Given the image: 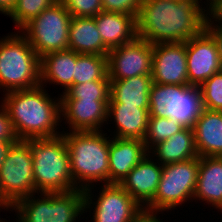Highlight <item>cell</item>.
I'll return each mask as SVG.
<instances>
[{"label":"cell","instance_id":"34","mask_svg":"<svg viewBox=\"0 0 222 222\" xmlns=\"http://www.w3.org/2000/svg\"><path fill=\"white\" fill-rule=\"evenodd\" d=\"M159 212L162 211L141 207L129 222H163L160 216L158 217Z\"/></svg>","mask_w":222,"mask_h":222},{"label":"cell","instance_id":"35","mask_svg":"<svg viewBox=\"0 0 222 222\" xmlns=\"http://www.w3.org/2000/svg\"><path fill=\"white\" fill-rule=\"evenodd\" d=\"M207 20L222 27V0H214L207 6Z\"/></svg>","mask_w":222,"mask_h":222},{"label":"cell","instance_id":"18","mask_svg":"<svg viewBox=\"0 0 222 222\" xmlns=\"http://www.w3.org/2000/svg\"><path fill=\"white\" fill-rule=\"evenodd\" d=\"M193 200L222 212V157H199V172Z\"/></svg>","mask_w":222,"mask_h":222},{"label":"cell","instance_id":"38","mask_svg":"<svg viewBox=\"0 0 222 222\" xmlns=\"http://www.w3.org/2000/svg\"><path fill=\"white\" fill-rule=\"evenodd\" d=\"M9 146V142H0V167L4 161V157Z\"/></svg>","mask_w":222,"mask_h":222},{"label":"cell","instance_id":"23","mask_svg":"<svg viewBox=\"0 0 222 222\" xmlns=\"http://www.w3.org/2000/svg\"><path fill=\"white\" fill-rule=\"evenodd\" d=\"M68 49L79 54L107 56L109 48L103 43L95 17H72L69 24Z\"/></svg>","mask_w":222,"mask_h":222},{"label":"cell","instance_id":"26","mask_svg":"<svg viewBox=\"0 0 222 222\" xmlns=\"http://www.w3.org/2000/svg\"><path fill=\"white\" fill-rule=\"evenodd\" d=\"M94 80H110L108 77L107 56L78 53L74 67V85Z\"/></svg>","mask_w":222,"mask_h":222},{"label":"cell","instance_id":"20","mask_svg":"<svg viewBox=\"0 0 222 222\" xmlns=\"http://www.w3.org/2000/svg\"><path fill=\"white\" fill-rule=\"evenodd\" d=\"M77 57L78 53L70 49L43 55L40 58L41 86L47 87L48 83L61 85L64 88L62 93H65L74 85V67Z\"/></svg>","mask_w":222,"mask_h":222},{"label":"cell","instance_id":"31","mask_svg":"<svg viewBox=\"0 0 222 222\" xmlns=\"http://www.w3.org/2000/svg\"><path fill=\"white\" fill-rule=\"evenodd\" d=\"M72 17H95L102 12L101 0H62Z\"/></svg>","mask_w":222,"mask_h":222},{"label":"cell","instance_id":"3","mask_svg":"<svg viewBox=\"0 0 222 222\" xmlns=\"http://www.w3.org/2000/svg\"><path fill=\"white\" fill-rule=\"evenodd\" d=\"M62 132L68 147L74 185L84 190L94 186L93 183L108 184L110 135L103 130Z\"/></svg>","mask_w":222,"mask_h":222},{"label":"cell","instance_id":"24","mask_svg":"<svg viewBox=\"0 0 222 222\" xmlns=\"http://www.w3.org/2000/svg\"><path fill=\"white\" fill-rule=\"evenodd\" d=\"M148 153L161 165L197 158L193 128L185 127L167 140L154 145Z\"/></svg>","mask_w":222,"mask_h":222},{"label":"cell","instance_id":"13","mask_svg":"<svg viewBox=\"0 0 222 222\" xmlns=\"http://www.w3.org/2000/svg\"><path fill=\"white\" fill-rule=\"evenodd\" d=\"M186 57L188 85L200 86L222 70L217 44L206 30L186 41Z\"/></svg>","mask_w":222,"mask_h":222},{"label":"cell","instance_id":"14","mask_svg":"<svg viewBox=\"0 0 222 222\" xmlns=\"http://www.w3.org/2000/svg\"><path fill=\"white\" fill-rule=\"evenodd\" d=\"M153 83L188 85L186 42L153 45Z\"/></svg>","mask_w":222,"mask_h":222},{"label":"cell","instance_id":"32","mask_svg":"<svg viewBox=\"0 0 222 222\" xmlns=\"http://www.w3.org/2000/svg\"><path fill=\"white\" fill-rule=\"evenodd\" d=\"M102 11L132 15L137 19L144 0H101Z\"/></svg>","mask_w":222,"mask_h":222},{"label":"cell","instance_id":"9","mask_svg":"<svg viewBox=\"0 0 222 222\" xmlns=\"http://www.w3.org/2000/svg\"><path fill=\"white\" fill-rule=\"evenodd\" d=\"M72 16L61 1H56L21 30L41 58L53 51L68 49L69 24Z\"/></svg>","mask_w":222,"mask_h":222},{"label":"cell","instance_id":"11","mask_svg":"<svg viewBox=\"0 0 222 222\" xmlns=\"http://www.w3.org/2000/svg\"><path fill=\"white\" fill-rule=\"evenodd\" d=\"M101 185L98 196L92 193L94 186L84 189V212L93 210L94 222H129L141 206L119 184Z\"/></svg>","mask_w":222,"mask_h":222},{"label":"cell","instance_id":"6","mask_svg":"<svg viewBox=\"0 0 222 222\" xmlns=\"http://www.w3.org/2000/svg\"><path fill=\"white\" fill-rule=\"evenodd\" d=\"M39 194H31L12 206L16 222H76L85 213L83 189Z\"/></svg>","mask_w":222,"mask_h":222},{"label":"cell","instance_id":"27","mask_svg":"<svg viewBox=\"0 0 222 222\" xmlns=\"http://www.w3.org/2000/svg\"><path fill=\"white\" fill-rule=\"evenodd\" d=\"M61 100H110V80H94L87 83L72 85L65 93L60 94Z\"/></svg>","mask_w":222,"mask_h":222},{"label":"cell","instance_id":"4","mask_svg":"<svg viewBox=\"0 0 222 222\" xmlns=\"http://www.w3.org/2000/svg\"><path fill=\"white\" fill-rule=\"evenodd\" d=\"M25 141L33 158L35 195L77 189L70 172V156L63 134Z\"/></svg>","mask_w":222,"mask_h":222},{"label":"cell","instance_id":"37","mask_svg":"<svg viewBox=\"0 0 222 222\" xmlns=\"http://www.w3.org/2000/svg\"><path fill=\"white\" fill-rule=\"evenodd\" d=\"M16 4V0H0V13L9 15Z\"/></svg>","mask_w":222,"mask_h":222},{"label":"cell","instance_id":"1","mask_svg":"<svg viewBox=\"0 0 222 222\" xmlns=\"http://www.w3.org/2000/svg\"><path fill=\"white\" fill-rule=\"evenodd\" d=\"M175 0H144L136 19L137 37L150 44L179 43L205 30L207 7Z\"/></svg>","mask_w":222,"mask_h":222},{"label":"cell","instance_id":"29","mask_svg":"<svg viewBox=\"0 0 222 222\" xmlns=\"http://www.w3.org/2000/svg\"><path fill=\"white\" fill-rule=\"evenodd\" d=\"M57 0H16L13 10L8 15L19 31Z\"/></svg>","mask_w":222,"mask_h":222},{"label":"cell","instance_id":"41","mask_svg":"<svg viewBox=\"0 0 222 222\" xmlns=\"http://www.w3.org/2000/svg\"><path fill=\"white\" fill-rule=\"evenodd\" d=\"M202 1V0H201ZM207 2V5H206V7L211 3V2H213L214 0H206Z\"/></svg>","mask_w":222,"mask_h":222},{"label":"cell","instance_id":"16","mask_svg":"<svg viewBox=\"0 0 222 222\" xmlns=\"http://www.w3.org/2000/svg\"><path fill=\"white\" fill-rule=\"evenodd\" d=\"M148 153L119 184L141 206L154 198L162 173V165Z\"/></svg>","mask_w":222,"mask_h":222},{"label":"cell","instance_id":"2","mask_svg":"<svg viewBox=\"0 0 222 222\" xmlns=\"http://www.w3.org/2000/svg\"><path fill=\"white\" fill-rule=\"evenodd\" d=\"M3 96L1 104L19 140L49 138L63 133L58 130L62 121L61 98H51L46 87L40 85L32 89L10 91Z\"/></svg>","mask_w":222,"mask_h":222},{"label":"cell","instance_id":"36","mask_svg":"<svg viewBox=\"0 0 222 222\" xmlns=\"http://www.w3.org/2000/svg\"><path fill=\"white\" fill-rule=\"evenodd\" d=\"M205 30L212 36L215 40L218 48L219 59L222 66V27L217 25H212L208 20L205 24Z\"/></svg>","mask_w":222,"mask_h":222},{"label":"cell","instance_id":"30","mask_svg":"<svg viewBox=\"0 0 222 222\" xmlns=\"http://www.w3.org/2000/svg\"><path fill=\"white\" fill-rule=\"evenodd\" d=\"M199 88L203 108L222 111V70L204 81Z\"/></svg>","mask_w":222,"mask_h":222},{"label":"cell","instance_id":"39","mask_svg":"<svg viewBox=\"0 0 222 222\" xmlns=\"http://www.w3.org/2000/svg\"><path fill=\"white\" fill-rule=\"evenodd\" d=\"M2 209H4V211H8L9 209H12V206L9 205V204H5V203H0V210L3 211ZM5 219H1L0 218V222H7L6 220L4 221Z\"/></svg>","mask_w":222,"mask_h":222},{"label":"cell","instance_id":"28","mask_svg":"<svg viewBox=\"0 0 222 222\" xmlns=\"http://www.w3.org/2000/svg\"><path fill=\"white\" fill-rule=\"evenodd\" d=\"M184 128L181 123L167 117H149L147 132L143 139L147 150L149 151L154 145L167 140Z\"/></svg>","mask_w":222,"mask_h":222},{"label":"cell","instance_id":"7","mask_svg":"<svg viewBox=\"0 0 222 222\" xmlns=\"http://www.w3.org/2000/svg\"><path fill=\"white\" fill-rule=\"evenodd\" d=\"M203 109L199 86L152 83L149 117H167L193 128Z\"/></svg>","mask_w":222,"mask_h":222},{"label":"cell","instance_id":"5","mask_svg":"<svg viewBox=\"0 0 222 222\" xmlns=\"http://www.w3.org/2000/svg\"><path fill=\"white\" fill-rule=\"evenodd\" d=\"M40 68V57L19 30L0 38V89L3 88V92L40 86Z\"/></svg>","mask_w":222,"mask_h":222},{"label":"cell","instance_id":"15","mask_svg":"<svg viewBox=\"0 0 222 222\" xmlns=\"http://www.w3.org/2000/svg\"><path fill=\"white\" fill-rule=\"evenodd\" d=\"M108 103L109 101L61 100V120L69 125V132L102 131L103 124L109 123Z\"/></svg>","mask_w":222,"mask_h":222},{"label":"cell","instance_id":"40","mask_svg":"<svg viewBox=\"0 0 222 222\" xmlns=\"http://www.w3.org/2000/svg\"><path fill=\"white\" fill-rule=\"evenodd\" d=\"M176 2L186 3V4H199L201 0H175Z\"/></svg>","mask_w":222,"mask_h":222},{"label":"cell","instance_id":"12","mask_svg":"<svg viewBox=\"0 0 222 222\" xmlns=\"http://www.w3.org/2000/svg\"><path fill=\"white\" fill-rule=\"evenodd\" d=\"M153 45L142 38L112 48L107 55L108 77L123 80L139 75L151 76Z\"/></svg>","mask_w":222,"mask_h":222},{"label":"cell","instance_id":"22","mask_svg":"<svg viewBox=\"0 0 222 222\" xmlns=\"http://www.w3.org/2000/svg\"><path fill=\"white\" fill-rule=\"evenodd\" d=\"M148 119L149 108L108 105L107 121L115 124L116 130L112 135L116 138L143 140L147 132Z\"/></svg>","mask_w":222,"mask_h":222},{"label":"cell","instance_id":"25","mask_svg":"<svg viewBox=\"0 0 222 222\" xmlns=\"http://www.w3.org/2000/svg\"><path fill=\"white\" fill-rule=\"evenodd\" d=\"M153 83L151 76H135L123 80H110L108 105H131L149 108V93Z\"/></svg>","mask_w":222,"mask_h":222},{"label":"cell","instance_id":"17","mask_svg":"<svg viewBox=\"0 0 222 222\" xmlns=\"http://www.w3.org/2000/svg\"><path fill=\"white\" fill-rule=\"evenodd\" d=\"M147 154L143 140L109 138L108 184H120Z\"/></svg>","mask_w":222,"mask_h":222},{"label":"cell","instance_id":"21","mask_svg":"<svg viewBox=\"0 0 222 222\" xmlns=\"http://www.w3.org/2000/svg\"><path fill=\"white\" fill-rule=\"evenodd\" d=\"M95 23L103 43L109 49L129 43L137 37L136 18L132 15L102 11L95 16Z\"/></svg>","mask_w":222,"mask_h":222},{"label":"cell","instance_id":"8","mask_svg":"<svg viewBox=\"0 0 222 222\" xmlns=\"http://www.w3.org/2000/svg\"><path fill=\"white\" fill-rule=\"evenodd\" d=\"M199 172V157L162 165L156 194L146 206L149 209L168 211L184 206L193 200ZM180 205V206H179Z\"/></svg>","mask_w":222,"mask_h":222},{"label":"cell","instance_id":"42","mask_svg":"<svg viewBox=\"0 0 222 222\" xmlns=\"http://www.w3.org/2000/svg\"><path fill=\"white\" fill-rule=\"evenodd\" d=\"M0 203H2V190L0 188Z\"/></svg>","mask_w":222,"mask_h":222},{"label":"cell","instance_id":"19","mask_svg":"<svg viewBox=\"0 0 222 222\" xmlns=\"http://www.w3.org/2000/svg\"><path fill=\"white\" fill-rule=\"evenodd\" d=\"M193 131L198 157H222V111L203 108Z\"/></svg>","mask_w":222,"mask_h":222},{"label":"cell","instance_id":"33","mask_svg":"<svg viewBox=\"0 0 222 222\" xmlns=\"http://www.w3.org/2000/svg\"><path fill=\"white\" fill-rule=\"evenodd\" d=\"M18 140L9 115L4 106L0 104V142L13 144Z\"/></svg>","mask_w":222,"mask_h":222},{"label":"cell","instance_id":"10","mask_svg":"<svg viewBox=\"0 0 222 222\" xmlns=\"http://www.w3.org/2000/svg\"><path fill=\"white\" fill-rule=\"evenodd\" d=\"M0 188L2 203L11 206L35 194L33 158L25 140H18L8 147L0 167Z\"/></svg>","mask_w":222,"mask_h":222}]
</instances>
